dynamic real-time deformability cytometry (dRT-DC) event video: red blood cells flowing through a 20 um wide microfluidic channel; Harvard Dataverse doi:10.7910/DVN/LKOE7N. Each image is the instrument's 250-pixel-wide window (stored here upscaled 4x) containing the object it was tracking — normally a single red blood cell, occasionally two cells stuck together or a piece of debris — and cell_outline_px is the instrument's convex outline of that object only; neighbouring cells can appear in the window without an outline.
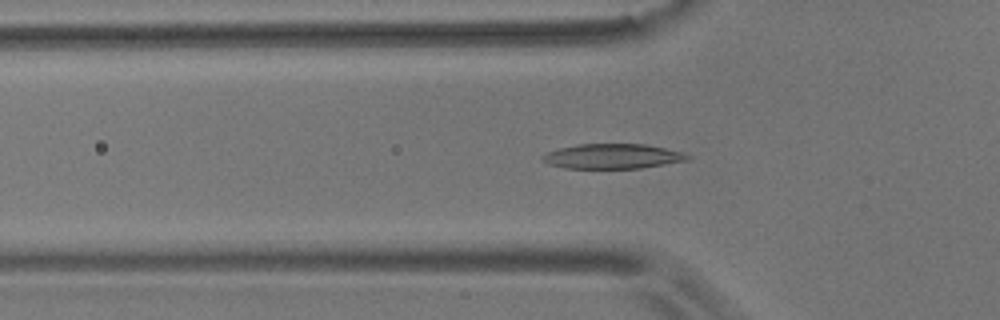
{"species": "common noctule bat (a hibernating species)", "species_latin": "Nyctalus noctula", "temperature_condition": "room temperature", "stored_images_in_passage": 55, "camera_frame_rate_fps": 3000, "um_per_image_px": 0.085, "animal": {"sex": "male", "body_mass_g": 17.9}, "frame": {"image": 1, "passage_image": 18, "time_ms": 5.667, "image_size_px": [1000, 320], "cell_outline_px": [[692, 156], [688, 160], [640, 168], [564, 168], [548, 164], [540, 156], [548, 152], [560, 148], [576, 144], [644, 144], [664, 148], [680, 152]], "centroid_in_image_um": [52.04, 13.28], "position_along_channel_um": 73.8, "area_um2": 20.81}}
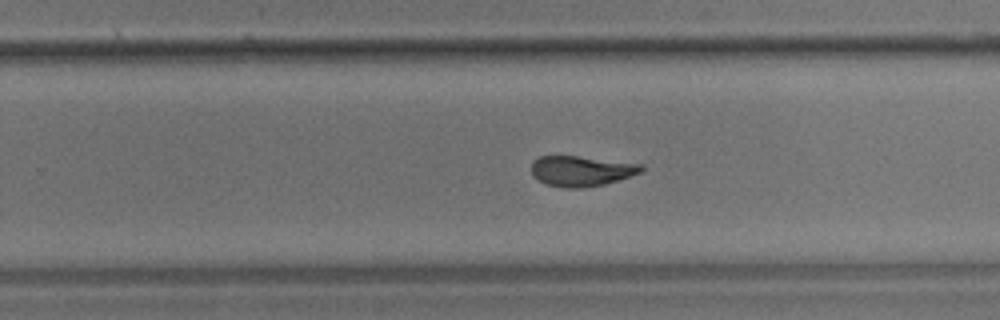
{"frame": {"image": 2, "passage_image": 35, "time_ms": 11.333, "image_size_px": [1000, 320], "cell_outline_px": [[644, 168], [640, 172], [604, 184], [580, 188], [564, 188], [544, 184], [532, 176], [532, 160], [540, 156], [576, 156], [644, 164]], "centroid_in_image_um": [49.36, 14.53], "position_along_channel_um": 280.4, "area_um2": 19.36}}
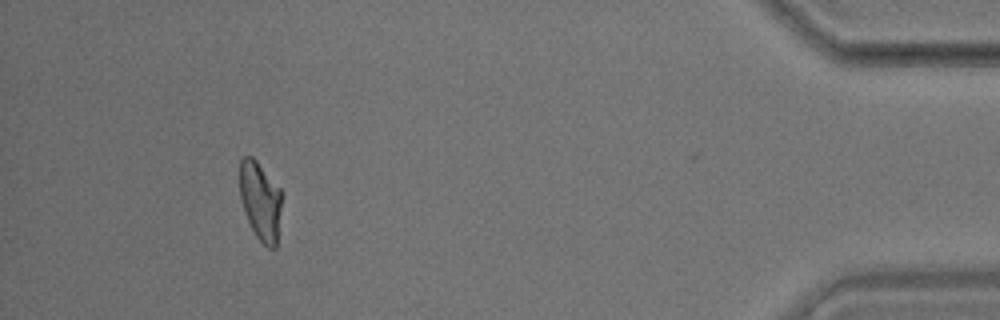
{"frame": {"image": 3, "passage_image": 51, "time_ms": 16.667, "image_size_px": [1000, 320], "cell_outline_px": [[280, 208], [276, 248], [268, 248], [256, 236], [244, 212], [240, 196], [240, 160], [244, 156], [252, 156], [256, 160], [280, 188]], "centroid_in_image_um": [22.11, 17.06], "position_along_channel_um": 413.1, "area_um2": 18.9}, "authors_computed_cell_mechanics": {"area_um2": 20.4034, "velocity_mm_per_s": 3.6378, "shape_relaxation_time_tau1_ms": 6.0105, "shape_relaxation_time_tau2_ms": 1.8398, "deformation_change_tau1": 0.1951, "deformation_change_tau2": 0.0955}}